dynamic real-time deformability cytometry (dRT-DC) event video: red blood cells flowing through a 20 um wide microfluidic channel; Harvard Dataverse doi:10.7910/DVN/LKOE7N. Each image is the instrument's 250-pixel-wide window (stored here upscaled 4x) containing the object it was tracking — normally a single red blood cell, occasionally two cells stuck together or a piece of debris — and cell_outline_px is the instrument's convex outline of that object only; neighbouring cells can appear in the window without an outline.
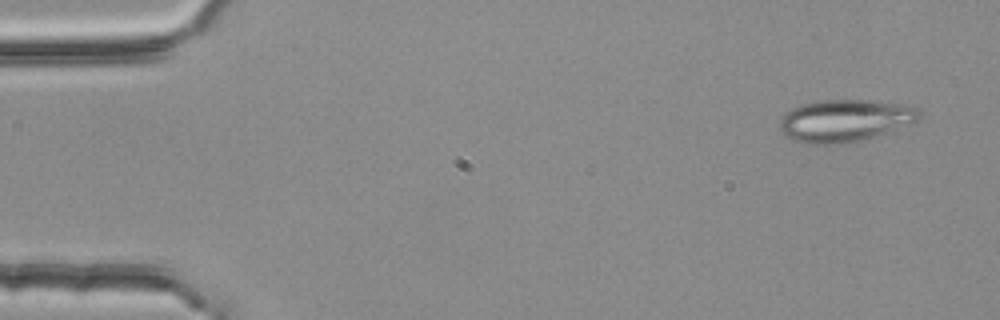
{"species": "common noctule bat (a hibernating species)", "species_latin": "Nyctalus noctula", "temperature_condition": "room temperature", "stored_images_in_passage": 3, "camera_frame_rate_fps": 3000, "um_per_image_px": 0.085, "animal": {"sex": "female", "body_mass_g": 25.1}, "frame": {"image": 1, "passage_image": 1, "time_ms": 0.0, "image_size_px": [1000, 320], "cell_outline_px": [[920, 116], [916, 120], [884, 132], [860, 140], [836, 144], [804, 144], [792, 140], [784, 136], [780, 128], [780, 120], [792, 108], [800, 104], [816, 100], [868, 100], [916, 104], [920, 112]], "centroid_in_image_um": [71.78, 10.22], "position_along_channel_um": 13.2, "area_um2": 34.28}}